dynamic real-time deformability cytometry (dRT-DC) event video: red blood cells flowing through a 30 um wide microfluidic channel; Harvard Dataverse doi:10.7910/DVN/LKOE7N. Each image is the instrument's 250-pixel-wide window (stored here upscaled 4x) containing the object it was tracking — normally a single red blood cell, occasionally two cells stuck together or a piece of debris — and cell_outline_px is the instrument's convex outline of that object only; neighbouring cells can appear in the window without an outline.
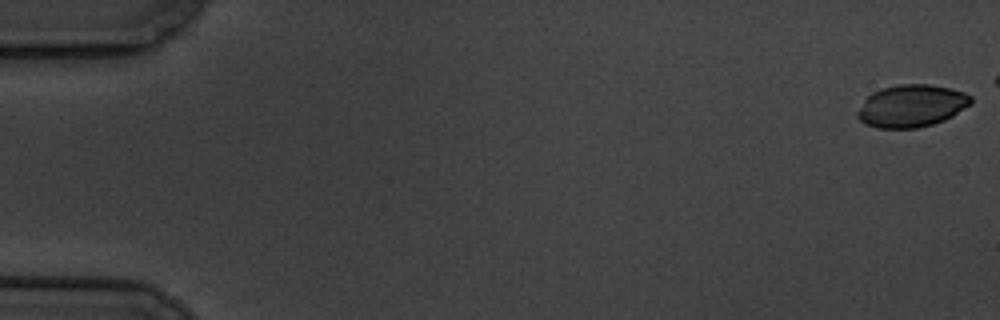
{"species": "common noctule bat (a hibernating species)", "species_latin": "Nyctalus noctula", "temperature_condition": "cold", "stored_images_in_passage": 48, "camera_frame_rate_fps": 3000, "um_per_image_px": 0.085, "animal": {"sex": "male", "body_mass_g": 19.5, "forearm_length_mm": 54.6}, "frame": {"image": 1, "passage_image": 1, "time_ms": 0.0, "image_size_px": [1000, 320], "cell_outline_px": [[972, 104], [952, 116], [944, 120], [932, 124], [916, 128], [876, 128], [864, 124], [856, 116], [856, 112], [864, 100], [872, 92], [880, 88], [900, 84], [928, 84], [948, 88], [964, 92], [972, 96]], "centroid_in_image_um": [77.46, 9.0], "position_along_channel_um": 7.5, "area_um2": 28.15}}
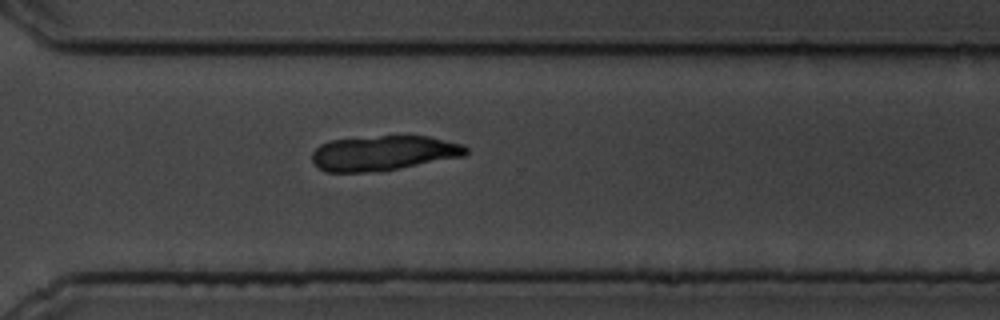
{"frame": {"image": 2, "passage_image": 42, "time_ms": 13.667, "image_size_px": [1000, 320], "cell_outline_px": [[468, 152], [464, 156], [400, 168], [376, 172], [324, 172], [312, 160], [312, 152], [320, 144], [328, 140], [380, 136], [428, 136], [460, 144], [468, 148]], "centroid_in_image_um": [32.57, 13.02], "position_along_channel_um": 338.0, "area_um2": 31.27}}
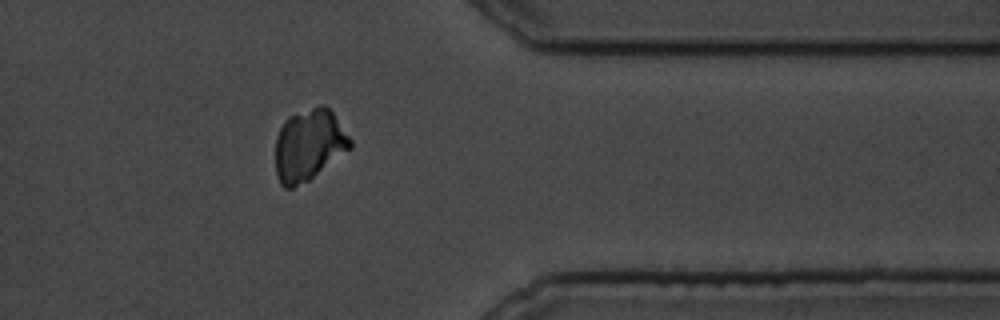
{"frame": {"image": 3, "passage_image": 47, "time_ms": 15.333, "image_size_px": [1000, 320], "cell_outline_px": [[352, 148], [308, 180], [292, 188], [284, 188], [280, 184], [276, 176], [276, 136], [284, 120], [288, 116], [320, 104], [324, 104], [332, 112], [352, 140]], "centroid_in_image_um": [26.25, 12.32], "position_along_channel_um": 385.2, "area_um2": 31.15}}